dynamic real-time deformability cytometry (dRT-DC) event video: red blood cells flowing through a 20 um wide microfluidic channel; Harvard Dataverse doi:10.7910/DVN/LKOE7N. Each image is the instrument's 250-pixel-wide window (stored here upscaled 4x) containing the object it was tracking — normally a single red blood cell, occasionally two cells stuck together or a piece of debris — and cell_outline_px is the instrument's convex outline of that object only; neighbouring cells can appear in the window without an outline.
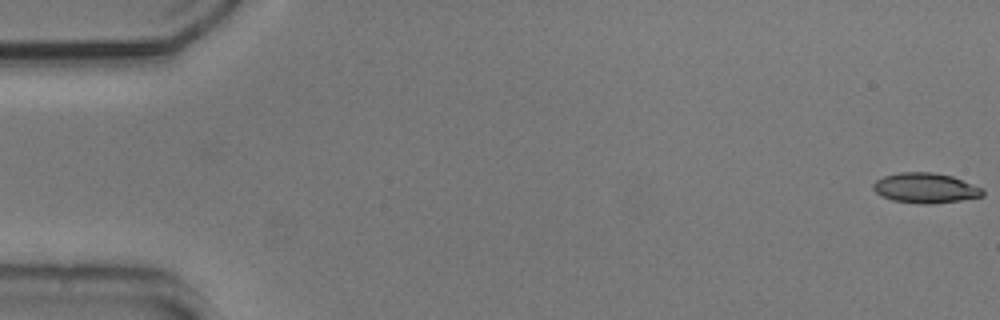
{"species": "common noctule bat (a hibernating species)", "species_latin": "Nyctalus noctula", "temperature_condition": "cold", "stored_images_in_passage": 10, "camera_frame_rate_fps": 3000, "um_per_image_px": 0.085, "animal": {"sex": "male", "body_mass_g": 20.5, "forearm_length_mm": 52.5}, "frame": {"image": 1, "passage_image": 1, "time_ms": 0.0, "image_size_px": [1000, 320], "cell_outline_px": [[984, 196], [960, 200], [932, 204], [920, 204], [892, 200], [880, 196], [872, 188], [872, 184], [876, 180], [884, 176], [900, 172], [932, 172], [952, 176], [984, 188]], "centroid_in_image_um": [78.66, 15.98], "position_along_channel_um": 6.3, "area_um2": 19.36}}